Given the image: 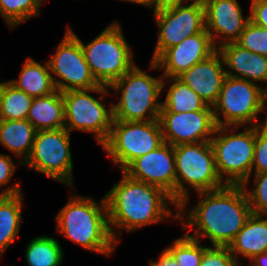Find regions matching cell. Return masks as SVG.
Here are the masks:
<instances>
[{
	"mask_svg": "<svg viewBox=\"0 0 267 266\" xmlns=\"http://www.w3.org/2000/svg\"><path fill=\"white\" fill-rule=\"evenodd\" d=\"M27 120L40 130H55L64 128V101L62 92H55L42 97H34Z\"/></svg>",
	"mask_w": 267,
	"mask_h": 266,
	"instance_id": "21",
	"label": "cell"
},
{
	"mask_svg": "<svg viewBox=\"0 0 267 266\" xmlns=\"http://www.w3.org/2000/svg\"><path fill=\"white\" fill-rule=\"evenodd\" d=\"M188 1H195V0H151L150 8L154 7L153 12H157L160 10L184 5Z\"/></svg>",
	"mask_w": 267,
	"mask_h": 266,
	"instance_id": "36",
	"label": "cell"
},
{
	"mask_svg": "<svg viewBox=\"0 0 267 266\" xmlns=\"http://www.w3.org/2000/svg\"><path fill=\"white\" fill-rule=\"evenodd\" d=\"M217 51L225 66L236 71L233 73L225 69L228 76L252 82H267V56L253 53L236 42L224 44Z\"/></svg>",
	"mask_w": 267,
	"mask_h": 266,
	"instance_id": "19",
	"label": "cell"
},
{
	"mask_svg": "<svg viewBox=\"0 0 267 266\" xmlns=\"http://www.w3.org/2000/svg\"><path fill=\"white\" fill-rule=\"evenodd\" d=\"M222 64H224L223 58L216 51L207 59L193 65L178 78L209 106H213L218 100L223 82L227 76Z\"/></svg>",
	"mask_w": 267,
	"mask_h": 266,
	"instance_id": "18",
	"label": "cell"
},
{
	"mask_svg": "<svg viewBox=\"0 0 267 266\" xmlns=\"http://www.w3.org/2000/svg\"><path fill=\"white\" fill-rule=\"evenodd\" d=\"M37 130L27 120L0 119V143L21 157L22 164L30 156Z\"/></svg>",
	"mask_w": 267,
	"mask_h": 266,
	"instance_id": "23",
	"label": "cell"
},
{
	"mask_svg": "<svg viewBox=\"0 0 267 266\" xmlns=\"http://www.w3.org/2000/svg\"><path fill=\"white\" fill-rule=\"evenodd\" d=\"M153 15L159 34L151 61H155L166 49L205 29V8L202 0L160 10Z\"/></svg>",
	"mask_w": 267,
	"mask_h": 266,
	"instance_id": "12",
	"label": "cell"
},
{
	"mask_svg": "<svg viewBox=\"0 0 267 266\" xmlns=\"http://www.w3.org/2000/svg\"><path fill=\"white\" fill-rule=\"evenodd\" d=\"M25 258L29 266H59L63 261V250L54 238L39 236L27 245Z\"/></svg>",
	"mask_w": 267,
	"mask_h": 266,
	"instance_id": "27",
	"label": "cell"
},
{
	"mask_svg": "<svg viewBox=\"0 0 267 266\" xmlns=\"http://www.w3.org/2000/svg\"><path fill=\"white\" fill-rule=\"evenodd\" d=\"M217 51L206 28L181 43L166 49L155 61H151L150 69H163V78L179 77L193 65L207 59Z\"/></svg>",
	"mask_w": 267,
	"mask_h": 266,
	"instance_id": "16",
	"label": "cell"
},
{
	"mask_svg": "<svg viewBox=\"0 0 267 266\" xmlns=\"http://www.w3.org/2000/svg\"><path fill=\"white\" fill-rule=\"evenodd\" d=\"M254 189L245 191L253 214L267 216V172L254 174Z\"/></svg>",
	"mask_w": 267,
	"mask_h": 266,
	"instance_id": "31",
	"label": "cell"
},
{
	"mask_svg": "<svg viewBox=\"0 0 267 266\" xmlns=\"http://www.w3.org/2000/svg\"><path fill=\"white\" fill-rule=\"evenodd\" d=\"M124 1H128V2H133V3H137V4H141L143 6H150L151 0H124Z\"/></svg>",
	"mask_w": 267,
	"mask_h": 266,
	"instance_id": "39",
	"label": "cell"
},
{
	"mask_svg": "<svg viewBox=\"0 0 267 266\" xmlns=\"http://www.w3.org/2000/svg\"><path fill=\"white\" fill-rule=\"evenodd\" d=\"M44 0H0V14L7 24L15 26L40 13L39 7Z\"/></svg>",
	"mask_w": 267,
	"mask_h": 266,
	"instance_id": "28",
	"label": "cell"
},
{
	"mask_svg": "<svg viewBox=\"0 0 267 266\" xmlns=\"http://www.w3.org/2000/svg\"><path fill=\"white\" fill-rule=\"evenodd\" d=\"M33 97L15 88L8 81L0 82V119H27Z\"/></svg>",
	"mask_w": 267,
	"mask_h": 266,
	"instance_id": "26",
	"label": "cell"
},
{
	"mask_svg": "<svg viewBox=\"0 0 267 266\" xmlns=\"http://www.w3.org/2000/svg\"><path fill=\"white\" fill-rule=\"evenodd\" d=\"M159 121L164 142L172 146L210 141L216 129L213 110L160 113Z\"/></svg>",
	"mask_w": 267,
	"mask_h": 266,
	"instance_id": "15",
	"label": "cell"
},
{
	"mask_svg": "<svg viewBox=\"0 0 267 266\" xmlns=\"http://www.w3.org/2000/svg\"><path fill=\"white\" fill-rule=\"evenodd\" d=\"M56 53L48 61L51 74L61 78H53L56 90L90 89L99 86L87 64L80 41L67 29Z\"/></svg>",
	"mask_w": 267,
	"mask_h": 266,
	"instance_id": "13",
	"label": "cell"
},
{
	"mask_svg": "<svg viewBox=\"0 0 267 266\" xmlns=\"http://www.w3.org/2000/svg\"><path fill=\"white\" fill-rule=\"evenodd\" d=\"M250 21L262 28L267 29V0H252Z\"/></svg>",
	"mask_w": 267,
	"mask_h": 266,
	"instance_id": "35",
	"label": "cell"
},
{
	"mask_svg": "<svg viewBox=\"0 0 267 266\" xmlns=\"http://www.w3.org/2000/svg\"><path fill=\"white\" fill-rule=\"evenodd\" d=\"M56 220L58 232L85 250L109 256L117 245L109 228L105 196L99 205L89 197L72 195Z\"/></svg>",
	"mask_w": 267,
	"mask_h": 266,
	"instance_id": "3",
	"label": "cell"
},
{
	"mask_svg": "<svg viewBox=\"0 0 267 266\" xmlns=\"http://www.w3.org/2000/svg\"><path fill=\"white\" fill-rule=\"evenodd\" d=\"M22 193L0 195V257L17 236L21 220Z\"/></svg>",
	"mask_w": 267,
	"mask_h": 266,
	"instance_id": "25",
	"label": "cell"
},
{
	"mask_svg": "<svg viewBox=\"0 0 267 266\" xmlns=\"http://www.w3.org/2000/svg\"><path fill=\"white\" fill-rule=\"evenodd\" d=\"M16 165L9 155L0 154V188L8 184L15 172ZM21 185L15 183L12 187L4 189L0 195H17L21 192Z\"/></svg>",
	"mask_w": 267,
	"mask_h": 266,
	"instance_id": "34",
	"label": "cell"
},
{
	"mask_svg": "<svg viewBox=\"0 0 267 266\" xmlns=\"http://www.w3.org/2000/svg\"><path fill=\"white\" fill-rule=\"evenodd\" d=\"M165 82L162 75L157 79L135 65L109 87L115 92H121L119 102L112 104L114 120H158L162 103L157 100Z\"/></svg>",
	"mask_w": 267,
	"mask_h": 266,
	"instance_id": "4",
	"label": "cell"
},
{
	"mask_svg": "<svg viewBox=\"0 0 267 266\" xmlns=\"http://www.w3.org/2000/svg\"><path fill=\"white\" fill-rule=\"evenodd\" d=\"M253 167L255 168V174L267 172V117L265 123H258L256 125L252 172Z\"/></svg>",
	"mask_w": 267,
	"mask_h": 266,
	"instance_id": "32",
	"label": "cell"
},
{
	"mask_svg": "<svg viewBox=\"0 0 267 266\" xmlns=\"http://www.w3.org/2000/svg\"><path fill=\"white\" fill-rule=\"evenodd\" d=\"M123 173L129 178L155 185L170 195L175 203L174 146L164 142L157 149L133 160Z\"/></svg>",
	"mask_w": 267,
	"mask_h": 266,
	"instance_id": "14",
	"label": "cell"
},
{
	"mask_svg": "<svg viewBox=\"0 0 267 266\" xmlns=\"http://www.w3.org/2000/svg\"><path fill=\"white\" fill-rule=\"evenodd\" d=\"M70 136L66 128L37 131L31 154L23 164L73 187Z\"/></svg>",
	"mask_w": 267,
	"mask_h": 266,
	"instance_id": "11",
	"label": "cell"
},
{
	"mask_svg": "<svg viewBox=\"0 0 267 266\" xmlns=\"http://www.w3.org/2000/svg\"><path fill=\"white\" fill-rule=\"evenodd\" d=\"M199 195L204 197L194 208L186 211L185 207H178L179 211L174 216L182 221L187 212L186 222H183L187 227L181 222V228L196 227L194 236H188L197 240L208 237L211 245L228 247L252 214L244 186L225 185L216 190L199 192Z\"/></svg>",
	"mask_w": 267,
	"mask_h": 266,
	"instance_id": "1",
	"label": "cell"
},
{
	"mask_svg": "<svg viewBox=\"0 0 267 266\" xmlns=\"http://www.w3.org/2000/svg\"><path fill=\"white\" fill-rule=\"evenodd\" d=\"M108 221L111 234L118 244L114 229L132 231L153 223L163 222L173 216L168 203L173 199L162 188L129 178L123 173L122 179L115 183L105 195ZM166 217V218H165ZM117 233V234H116Z\"/></svg>",
	"mask_w": 267,
	"mask_h": 266,
	"instance_id": "2",
	"label": "cell"
},
{
	"mask_svg": "<svg viewBox=\"0 0 267 266\" xmlns=\"http://www.w3.org/2000/svg\"><path fill=\"white\" fill-rule=\"evenodd\" d=\"M199 243V240L186 233L183 238L176 239L166 250L181 266H200L203 253L208 247Z\"/></svg>",
	"mask_w": 267,
	"mask_h": 266,
	"instance_id": "29",
	"label": "cell"
},
{
	"mask_svg": "<svg viewBox=\"0 0 267 266\" xmlns=\"http://www.w3.org/2000/svg\"><path fill=\"white\" fill-rule=\"evenodd\" d=\"M205 8V28L216 48L236 42L250 21L244 19L237 0H202ZM223 40L216 41V38ZM219 43V45H218ZM218 45V46H217Z\"/></svg>",
	"mask_w": 267,
	"mask_h": 266,
	"instance_id": "17",
	"label": "cell"
},
{
	"mask_svg": "<svg viewBox=\"0 0 267 266\" xmlns=\"http://www.w3.org/2000/svg\"><path fill=\"white\" fill-rule=\"evenodd\" d=\"M250 262L251 266H267V252L255 255Z\"/></svg>",
	"mask_w": 267,
	"mask_h": 266,
	"instance_id": "38",
	"label": "cell"
},
{
	"mask_svg": "<svg viewBox=\"0 0 267 266\" xmlns=\"http://www.w3.org/2000/svg\"><path fill=\"white\" fill-rule=\"evenodd\" d=\"M8 82L33 98L47 96L56 91L48 61L41 65L30 57L24 63L19 79Z\"/></svg>",
	"mask_w": 267,
	"mask_h": 266,
	"instance_id": "22",
	"label": "cell"
},
{
	"mask_svg": "<svg viewBox=\"0 0 267 266\" xmlns=\"http://www.w3.org/2000/svg\"><path fill=\"white\" fill-rule=\"evenodd\" d=\"M228 248L238 263V254L251 260L255 255L267 252V216L252 213Z\"/></svg>",
	"mask_w": 267,
	"mask_h": 266,
	"instance_id": "20",
	"label": "cell"
},
{
	"mask_svg": "<svg viewBox=\"0 0 267 266\" xmlns=\"http://www.w3.org/2000/svg\"><path fill=\"white\" fill-rule=\"evenodd\" d=\"M109 87L99 85L95 88L70 90L62 92L64 101L65 126L69 132L81 130L94 132L98 143L102 145L108 138L113 123V105L109 109L100 102L106 94H110ZM100 93L95 99L89 93ZM102 94V95H101Z\"/></svg>",
	"mask_w": 267,
	"mask_h": 266,
	"instance_id": "10",
	"label": "cell"
},
{
	"mask_svg": "<svg viewBox=\"0 0 267 266\" xmlns=\"http://www.w3.org/2000/svg\"><path fill=\"white\" fill-rule=\"evenodd\" d=\"M267 87L245 79L226 76L217 102L212 106L216 126L258 124V115L264 112ZM223 115L224 119L219 116Z\"/></svg>",
	"mask_w": 267,
	"mask_h": 266,
	"instance_id": "8",
	"label": "cell"
},
{
	"mask_svg": "<svg viewBox=\"0 0 267 266\" xmlns=\"http://www.w3.org/2000/svg\"><path fill=\"white\" fill-rule=\"evenodd\" d=\"M172 85L169 87L165 101L162 102L160 113H180L198 110H213L198 94L190 89L178 77H170Z\"/></svg>",
	"mask_w": 267,
	"mask_h": 266,
	"instance_id": "24",
	"label": "cell"
},
{
	"mask_svg": "<svg viewBox=\"0 0 267 266\" xmlns=\"http://www.w3.org/2000/svg\"><path fill=\"white\" fill-rule=\"evenodd\" d=\"M244 128L241 133H234L238 126H234L233 130L230 126H216L210 140L217 172L222 181L226 176L224 180L226 185L247 187L252 174L256 126Z\"/></svg>",
	"mask_w": 267,
	"mask_h": 266,
	"instance_id": "7",
	"label": "cell"
},
{
	"mask_svg": "<svg viewBox=\"0 0 267 266\" xmlns=\"http://www.w3.org/2000/svg\"><path fill=\"white\" fill-rule=\"evenodd\" d=\"M149 266H155L151 261L149 262Z\"/></svg>",
	"mask_w": 267,
	"mask_h": 266,
	"instance_id": "40",
	"label": "cell"
},
{
	"mask_svg": "<svg viewBox=\"0 0 267 266\" xmlns=\"http://www.w3.org/2000/svg\"><path fill=\"white\" fill-rule=\"evenodd\" d=\"M236 43L253 53L267 56V29L249 21Z\"/></svg>",
	"mask_w": 267,
	"mask_h": 266,
	"instance_id": "30",
	"label": "cell"
},
{
	"mask_svg": "<svg viewBox=\"0 0 267 266\" xmlns=\"http://www.w3.org/2000/svg\"><path fill=\"white\" fill-rule=\"evenodd\" d=\"M164 143L159 119L151 121L113 120L110 134L101 145L122 171L135 159Z\"/></svg>",
	"mask_w": 267,
	"mask_h": 266,
	"instance_id": "9",
	"label": "cell"
},
{
	"mask_svg": "<svg viewBox=\"0 0 267 266\" xmlns=\"http://www.w3.org/2000/svg\"><path fill=\"white\" fill-rule=\"evenodd\" d=\"M200 266H240L228 247L207 248L201 258Z\"/></svg>",
	"mask_w": 267,
	"mask_h": 266,
	"instance_id": "33",
	"label": "cell"
},
{
	"mask_svg": "<svg viewBox=\"0 0 267 266\" xmlns=\"http://www.w3.org/2000/svg\"><path fill=\"white\" fill-rule=\"evenodd\" d=\"M175 154V204L185 207L189 192L184 183L196 192L219 189L223 183L217 172L215 157L210 141L174 146Z\"/></svg>",
	"mask_w": 267,
	"mask_h": 266,
	"instance_id": "5",
	"label": "cell"
},
{
	"mask_svg": "<svg viewBox=\"0 0 267 266\" xmlns=\"http://www.w3.org/2000/svg\"><path fill=\"white\" fill-rule=\"evenodd\" d=\"M68 30L80 41L85 60L99 85L110 87L135 66L120 23L113 21L87 45L70 28Z\"/></svg>",
	"mask_w": 267,
	"mask_h": 266,
	"instance_id": "6",
	"label": "cell"
},
{
	"mask_svg": "<svg viewBox=\"0 0 267 266\" xmlns=\"http://www.w3.org/2000/svg\"><path fill=\"white\" fill-rule=\"evenodd\" d=\"M155 266H181L175 258L165 249L158 261H151Z\"/></svg>",
	"mask_w": 267,
	"mask_h": 266,
	"instance_id": "37",
	"label": "cell"
}]
</instances>
